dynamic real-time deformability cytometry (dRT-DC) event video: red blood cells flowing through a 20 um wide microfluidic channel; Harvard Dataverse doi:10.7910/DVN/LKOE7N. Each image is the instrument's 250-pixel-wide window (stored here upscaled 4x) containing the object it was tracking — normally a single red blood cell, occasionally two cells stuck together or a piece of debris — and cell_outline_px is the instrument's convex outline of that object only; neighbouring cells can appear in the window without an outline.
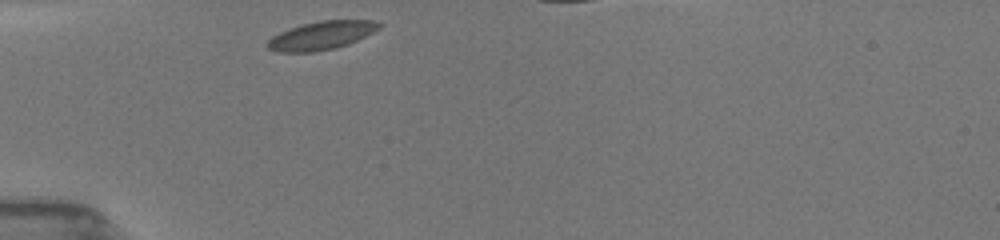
{"species": "common noctule bat (a hibernating species)", "species_latin": "Nyctalus noctula", "temperature_condition": "room temperature", "stored_images_in_passage": 31, "camera_frame_rate_fps": 3000, "um_per_image_px": 0.085, "animal": {"sex": "female", "body_mass_g": 19.5, "forearm_length_mm": 54.1}, "frame": {"image": 1, "passage_image": 1, "time_ms": 0.0, "image_size_px": [1000, 240], "cell_outline_px": [[384, 24], [380, 28], [348, 44], [336, 48], [312, 52], [276, 52], [268, 48], [264, 44], [272, 36], [280, 32], [300, 24], [320, 20], [372, 20]], "centroid_in_image_um": [27.28, 3.01], "position_along_channel_um": 57.7, "area_um2": 18.55}}
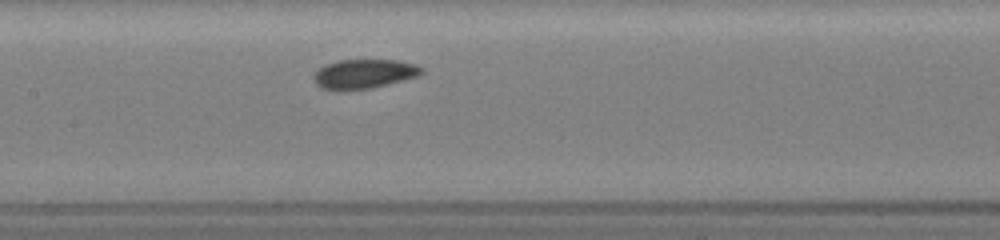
{"frame": {"image": 2, "passage_image": 12, "time_ms": 3.333, "image_size_px": [1000, 240], "cell_outline_px": [[424, 72], [420, 76], [372, 88], [344, 92], [336, 92], [320, 88], [316, 84], [312, 76], [324, 64], [340, 60], [396, 60], [416, 64], [424, 68]], "centroid_in_image_um": [30.93, 6.31], "position_along_channel_um": 176.5, "area_um2": 19.02}}
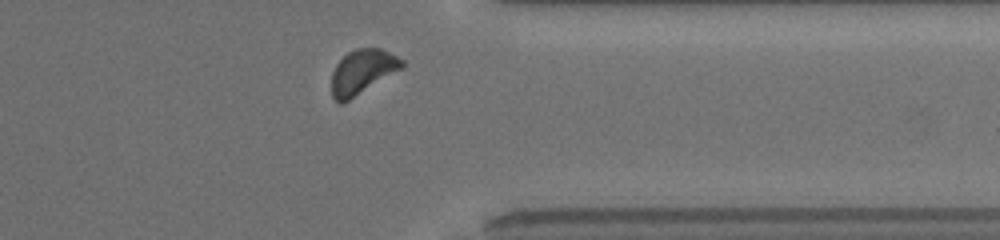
{"frame": {"image": 3, "passage_image": 27, "time_ms": 8.667, "image_size_px": [1000, 240], "cell_outline_px": [[404, 68], [348, 100], [340, 104], [332, 96], [332, 72], [336, 64], [348, 52], [356, 48], [380, 48], [404, 60]], "centroid_in_image_um": [30.82, 6.09], "position_along_channel_um": 380.6, "area_um2": 18.09}}